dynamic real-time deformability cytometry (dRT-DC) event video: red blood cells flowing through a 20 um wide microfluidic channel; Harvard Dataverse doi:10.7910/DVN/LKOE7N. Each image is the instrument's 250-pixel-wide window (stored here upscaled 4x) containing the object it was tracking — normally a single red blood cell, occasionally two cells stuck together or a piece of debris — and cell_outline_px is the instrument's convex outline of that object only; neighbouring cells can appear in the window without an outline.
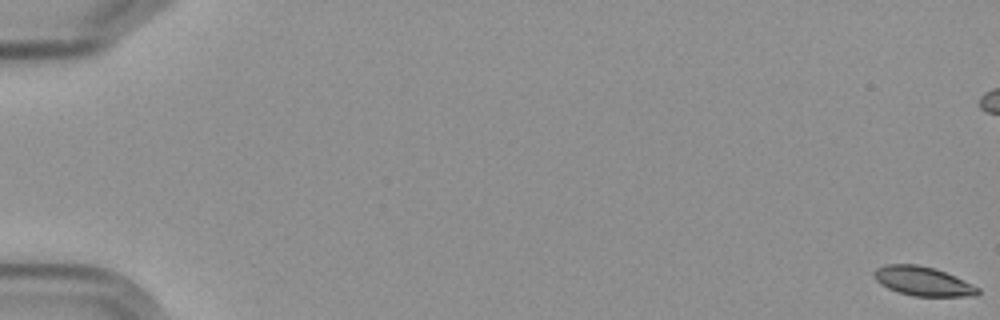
{"species": "Egyptian fruit bat (a non-hibernating species)", "species_latin": "Rousettus aegyptiacus", "temperature_condition": "cold", "stored_images_in_passage": 10, "camera_frame_rate_fps": 3000, "um_per_image_px": 0.085, "frame": {"image": 1, "passage_image": 1, "time_ms": 0.0, "image_size_px": [1000, 320], "cell_outline_px": [[980, 292], [976, 296], [912, 296], [888, 288], [880, 284], [876, 280], [876, 268], [888, 264], [916, 264], [936, 268], [972, 284], [980, 288]], "centroid_in_image_um": [78.48, 23.9], "position_along_channel_um": 6.5, "area_um2": 17.46}}